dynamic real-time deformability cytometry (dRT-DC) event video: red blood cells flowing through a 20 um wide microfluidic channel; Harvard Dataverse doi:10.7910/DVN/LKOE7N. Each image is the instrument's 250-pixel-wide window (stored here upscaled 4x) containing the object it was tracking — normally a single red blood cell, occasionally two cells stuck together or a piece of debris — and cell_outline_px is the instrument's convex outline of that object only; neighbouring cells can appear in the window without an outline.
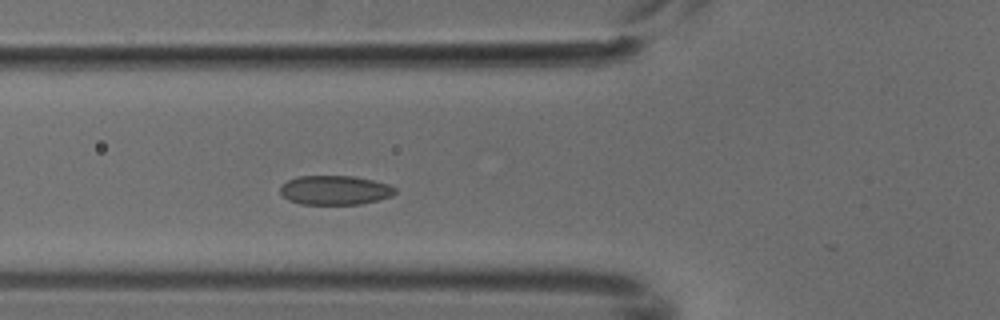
{"species": "common noctule bat (a hibernating species)", "species_latin": "Nyctalus noctula", "temperature_condition": "cold", "stored_images_in_passage": 4, "camera_frame_rate_fps": 3000, "um_per_image_px": 0.085, "animal": {"sex": "male", "body_mass_g": 18.8}, "frame": {"image": 1, "passage_image": 4, "time_ms": 1.0, "image_size_px": [1000, 320], "cell_outline_px": [[396, 192], [392, 196], [360, 204], [300, 204], [288, 200], [280, 192], [280, 188], [288, 180], [300, 176], [352, 176], [372, 180], [388, 184], [396, 188]], "centroid_in_image_um": [28.47, 16.16], "position_along_channel_um": 97.3, "area_um2": 19.42}}